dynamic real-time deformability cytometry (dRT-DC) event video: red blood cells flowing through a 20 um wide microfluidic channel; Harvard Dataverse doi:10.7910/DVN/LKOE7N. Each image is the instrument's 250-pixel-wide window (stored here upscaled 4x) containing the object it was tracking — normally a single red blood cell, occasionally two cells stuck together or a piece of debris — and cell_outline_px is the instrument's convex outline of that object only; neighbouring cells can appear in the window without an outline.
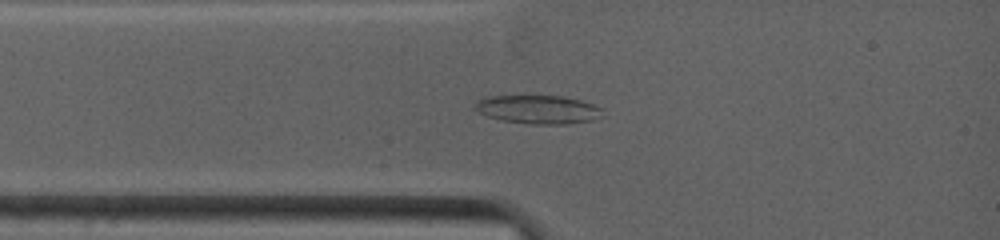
{"species": "common noctule bat (a hibernating species)", "species_latin": "Nyctalus noctula", "temperature_condition": "warm", "stored_images_in_passage": 72, "camera_frame_rate_fps": 4500, "um_per_image_px": 0.085, "animal": {"sex": "female", "body_mass_g": 19.0, "forearm_length_mm": 53.3}, "frame": {"image": 1, "passage_image": 6, "time_ms": 1.778, "image_size_px": [1000, 240], "cell_outline_px": [[604, 108], [600, 116], [592, 120], [568, 124], [528, 124], [504, 120], [488, 116], [480, 112], [476, 108], [476, 104], [480, 100], [488, 96], [560, 96], [580, 100]], "centroid_in_image_um": [45.8, 9.31], "position_along_channel_um": 39.2, "area_um2": 20.87}}
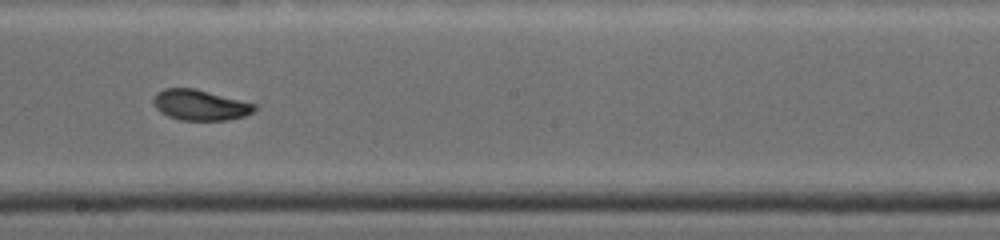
{"frame": {"image": 2, "passage_image": 23, "time_ms": 6.667, "image_size_px": [1000, 240], "cell_outline_px": [[256, 108], [252, 112], [244, 116], [228, 120], [180, 120], [168, 116], [160, 112], [156, 108], [152, 100], [156, 92], [164, 88], [192, 88], [256, 104]], "centroid_in_image_um": [16.97, 8.93], "position_along_channel_um": 231.2, "area_um2": 17.86}}
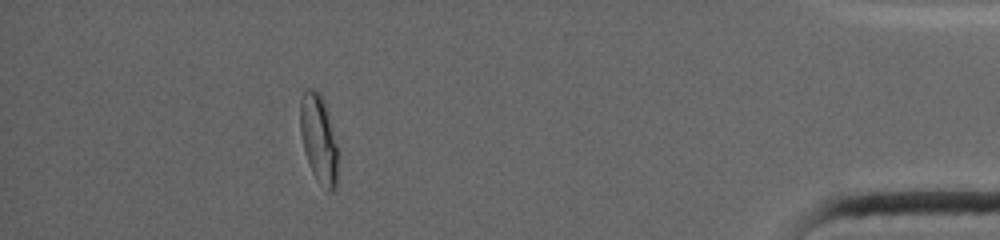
{"frame": {"image": 3, "passage_image": 53, "time_ms": 12.889, "image_size_px": [1000, 240], "cell_outline_px": [[336, 188], [332, 192], [328, 192], [316, 180], [312, 172], [304, 148], [300, 132], [300, 100], [304, 88], [312, 88], [320, 92], [324, 100], [328, 112], [336, 144]], "centroid_in_image_um": [27.06, 11.75], "position_along_channel_um": 408.1, "area_um2": 19.31}, "authors_computed_cell_mechanics": {"area_um2": 18.9873, "velocity_mm_per_s": 3.9414, "shape_relaxation_time_tau1_ms": null, "shape_relaxation_time_tau2_ms": 2.0078, "deformation_change_tau1": null, "deformation_change_tau2": 0.0561}}